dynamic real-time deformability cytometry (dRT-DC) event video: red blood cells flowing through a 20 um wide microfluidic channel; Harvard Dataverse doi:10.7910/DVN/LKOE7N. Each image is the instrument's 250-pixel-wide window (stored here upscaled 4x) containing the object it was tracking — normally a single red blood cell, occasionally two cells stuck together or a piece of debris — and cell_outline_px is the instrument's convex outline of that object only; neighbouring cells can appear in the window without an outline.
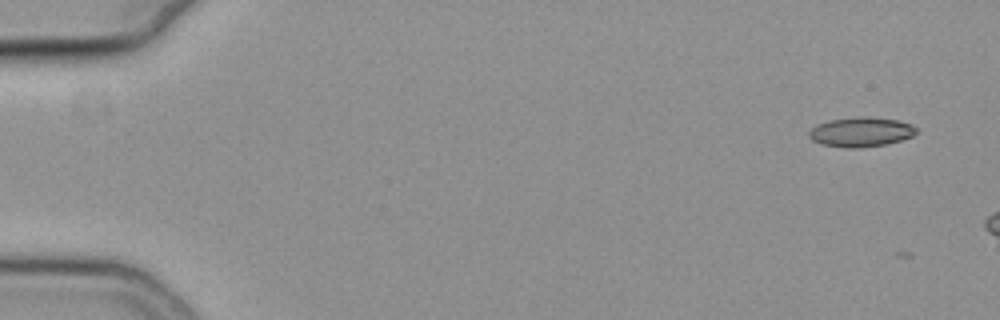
{"species": "common noctule bat (a hibernating species)", "species_latin": "Nyctalus noctula", "temperature_condition": "cold", "stored_images_in_passage": 3, "camera_frame_rate_fps": 3000, "um_per_image_px": 0.085, "animal": {"sex": "female", "body_mass_g": 19.3, "forearm_length_mm": 54.1}, "frame": {"image": 1, "passage_image": 1, "time_ms": 0.0, "image_size_px": [1000, 320], "cell_outline_px": [[916, 132], [912, 136], [888, 144], [860, 148], [848, 148], [820, 144], [812, 140], [808, 136], [808, 132], [816, 124], [828, 120], [856, 116], [860, 116], [896, 120], [912, 124], [916, 128]], "centroid_in_image_um": [73.14, 11.22], "position_along_channel_um": 11.9, "area_um2": 18.61}}